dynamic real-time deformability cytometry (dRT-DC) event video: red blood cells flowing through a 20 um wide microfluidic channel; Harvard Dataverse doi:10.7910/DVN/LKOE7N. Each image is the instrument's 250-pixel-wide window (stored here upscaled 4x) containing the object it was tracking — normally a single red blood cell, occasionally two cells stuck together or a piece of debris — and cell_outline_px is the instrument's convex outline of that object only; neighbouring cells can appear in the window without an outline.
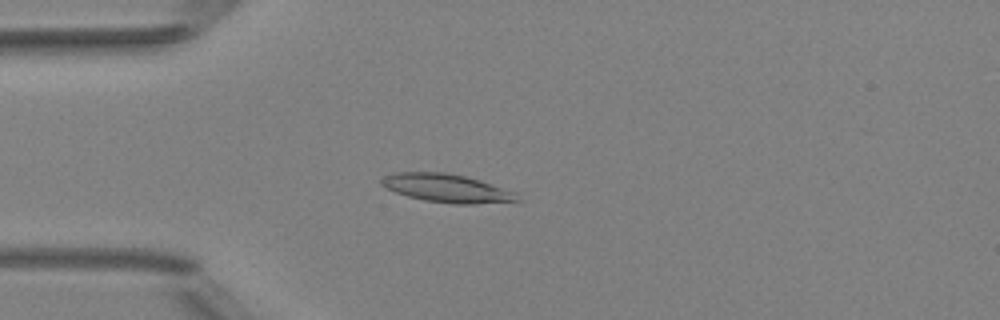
{"species": "Egyptian fruit bat (a non-hibernating species)", "species_latin": "Rousettus aegyptiacus", "temperature_condition": "room temperature", "stored_images_in_passage": 4, "camera_frame_rate_fps": 3000, "um_per_image_px": 0.085, "animal": {"sex": "female"}, "frame": {"image": 1, "passage_image": 3, "time_ms": 2.333, "image_size_px": [1000, 320], "cell_outline_px": [[520, 200], [472, 204], [452, 204], [424, 200], [408, 196], [396, 192], [380, 184], [380, 180], [384, 176], [392, 172], [448, 172], [480, 180], [516, 192]], "centroid_in_image_um": [37.95, 15.98], "position_along_channel_um": 47.1, "area_um2": 22.31}}